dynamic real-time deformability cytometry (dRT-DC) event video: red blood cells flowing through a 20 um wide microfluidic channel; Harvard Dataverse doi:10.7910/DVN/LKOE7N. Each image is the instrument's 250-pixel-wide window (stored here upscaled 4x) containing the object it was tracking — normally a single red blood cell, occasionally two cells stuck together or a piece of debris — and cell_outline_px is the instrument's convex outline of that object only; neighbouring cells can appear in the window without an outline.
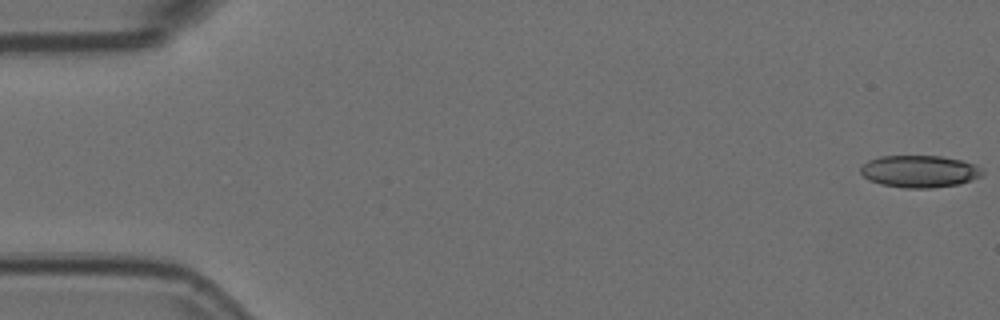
{"species": "Egyptian fruit bat (a non-hibernating species)", "species_latin": "Rousettus aegyptiacus", "temperature_condition": "room temperature", "stored_images_in_passage": 5, "camera_frame_rate_fps": 3000, "um_per_image_px": 0.085, "animal": {"sex": "female"}, "frame": {"image": 1, "passage_image": 1, "time_ms": 0.0, "image_size_px": [1000, 320], "cell_outline_px": [[984, 172], [980, 176], [972, 180], [960, 184], [932, 188], [904, 188], [880, 184], [868, 180], [860, 172], [860, 168], [868, 160], [880, 156], [940, 156], [960, 160], [976, 164]], "centroid_in_image_um": [78.15, 14.57], "position_along_channel_um": 6.8, "area_um2": 22.89}}